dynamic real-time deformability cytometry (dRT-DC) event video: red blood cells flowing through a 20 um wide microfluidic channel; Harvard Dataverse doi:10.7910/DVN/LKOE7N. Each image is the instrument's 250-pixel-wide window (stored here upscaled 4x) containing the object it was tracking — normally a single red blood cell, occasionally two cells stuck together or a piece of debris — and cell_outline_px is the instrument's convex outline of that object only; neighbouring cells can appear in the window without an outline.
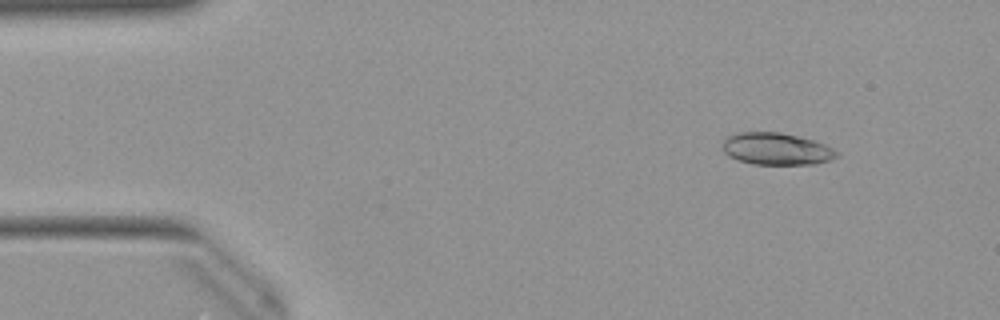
{"species": "Egyptian fruit bat (a non-hibernating species)", "species_latin": "Rousettus aegyptiacus", "temperature_condition": "warm", "stored_images_in_passage": 50, "camera_frame_rate_fps": 3000, "um_per_image_px": 0.085, "animal": {"sex": "female"}, "frame": {"image": 1, "passage_image": 5, "time_ms": 1.333, "image_size_px": [1000, 320], "cell_outline_px": [[840, 156], [832, 160], [816, 164], [752, 164], [728, 156], [724, 152], [720, 144], [728, 136], [736, 132], [780, 132], [816, 140], [840, 152]], "centroid_in_image_um": [66.02, 12.65], "position_along_channel_um": 19.0, "area_um2": 21.68}}
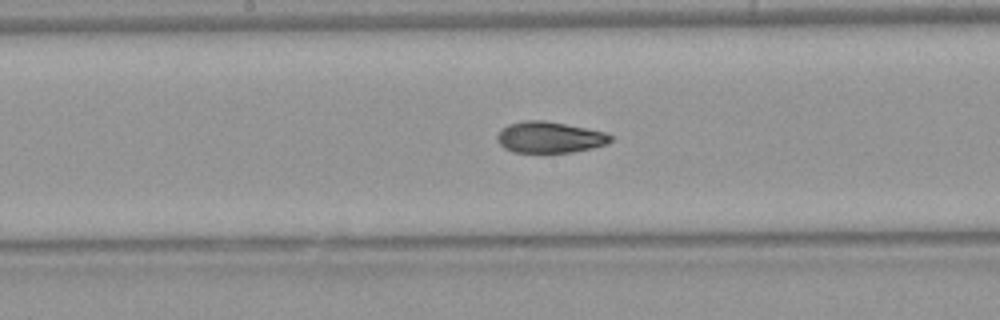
{"frame": {"image": 2, "passage_image": 25, "time_ms": 8.0, "image_size_px": [1000, 320], "cell_outline_px": [[612, 140], [608, 144], [592, 148], [572, 152], [512, 152], [504, 148], [496, 140], [496, 136], [508, 124], [524, 120], [544, 120], [608, 132], [612, 136]], "centroid_in_image_um": [46.74, 11.67], "position_along_channel_um": 201.5, "area_um2": 20.69}}
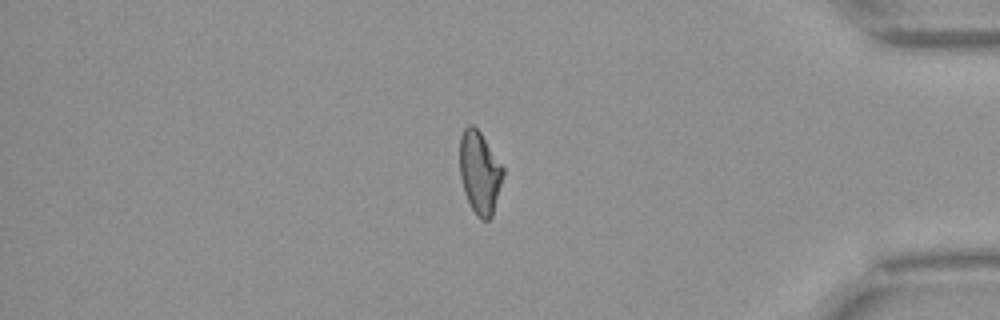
{"frame": {"image": 3, "passage_image": 42, "time_ms": 13.667, "image_size_px": [1000, 320], "cell_outline_px": [[504, 176], [492, 216], [488, 220], [480, 220], [476, 216], [464, 192], [460, 176], [460, 136], [464, 128], [468, 124], [472, 124], [480, 132], [504, 168]], "centroid_in_image_um": [40.77, 14.67], "position_along_channel_um": 394.4, "area_um2": 20.87}, "authors_computed_cell_mechanics": {"area_um2": 21.3282, "velocity_mm_per_s": 3.9982, "shape_relaxation_time_tau1_ms": 7.8185, "shape_relaxation_time_tau2_ms": 1.8029, "deformation_change_tau1": 0.2288, "deformation_change_tau2": 0.0684}}